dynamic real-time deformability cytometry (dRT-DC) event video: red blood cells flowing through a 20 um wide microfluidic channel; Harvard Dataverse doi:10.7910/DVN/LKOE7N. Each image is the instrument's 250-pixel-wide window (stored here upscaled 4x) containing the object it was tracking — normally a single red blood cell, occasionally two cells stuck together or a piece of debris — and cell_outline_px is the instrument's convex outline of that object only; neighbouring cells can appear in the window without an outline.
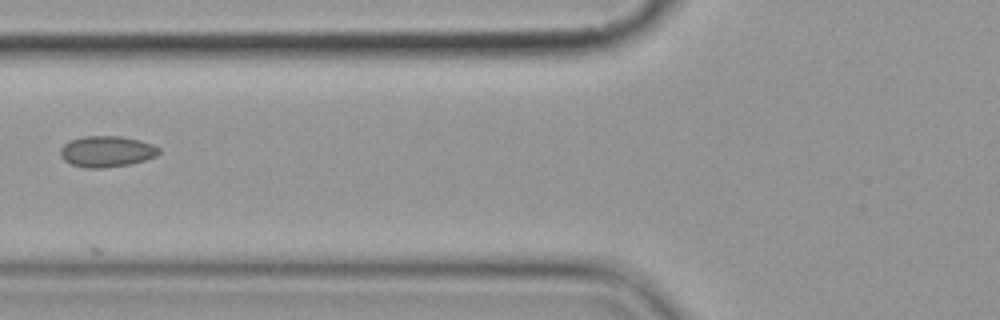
{"species": "common noctule bat (a hibernating species)", "species_latin": "Nyctalus noctula", "temperature_condition": "cold", "stored_images_in_passage": 8, "camera_frame_rate_fps": 3000, "um_per_image_px": 0.085, "animal": {"sex": "female", "body_mass_g": 19.9}, "frame": {"image": 1, "passage_image": 6, "time_ms": 6.0, "image_size_px": [1000, 320], "cell_outline_px": [[160, 152], [156, 156], [144, 160], [128, 164], [100, 168], [84, 168], [72, 164], [64, 160], [60, 156], [60, 148], [64, 144], [72, 140], [84, 136], [120, 136], [140, 140], [152, 144], [160, 148]], "centroid_in_image_um": [9.06, 12.87], "position_along_channel_um": 116.7, "area_um2": 17.74}}